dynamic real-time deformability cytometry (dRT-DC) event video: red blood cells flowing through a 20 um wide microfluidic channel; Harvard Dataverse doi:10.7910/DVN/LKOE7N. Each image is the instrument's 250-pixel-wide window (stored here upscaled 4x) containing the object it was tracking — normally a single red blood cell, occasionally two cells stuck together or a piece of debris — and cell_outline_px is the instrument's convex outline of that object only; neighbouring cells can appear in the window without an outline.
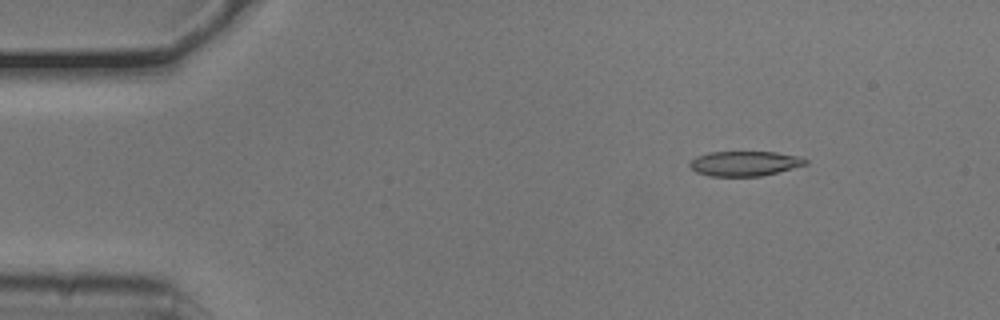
{"species": "common noctule bat (a hibernating species)", "species_latin": "Nyctalus noctula", "temperature_condition": "cold", "stored_images_in_passage": 49, "camera_frame_rate_fps": 3000, "um_per_image_px": 0.085, "animal": {"sex": "male", "body_mass_g": 20.5, "forearm_length_mm": 52.5}, "frame": {"image": 1, "passage_image": 3, "time_ms": 0.667, "image_size_px": [1000, 320], "cell_outline_px": [[808, 164], [760, 176], [708, 176], [696, 172], [688, 164], [696, 156], [708, 152], [776, 152], [800, 156], [808, 160]], "centroid_in_image_um": [63.29, 13.89], "position_along_channel_um": 21.7, "area_um2": 16.76}}
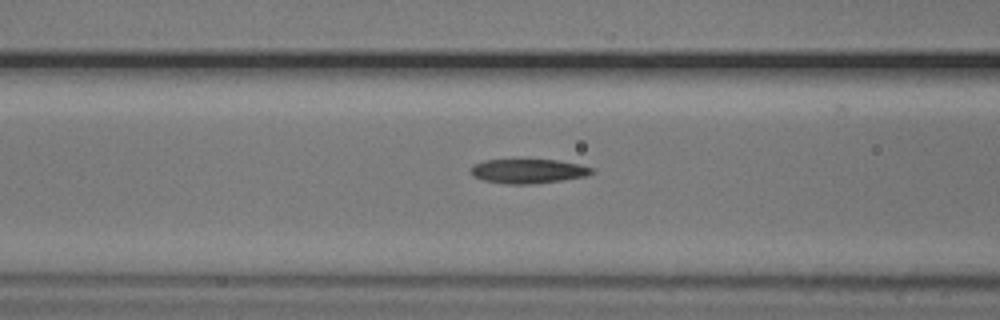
{"frame": {"image": 2, "passage_image": 17, "time_ms": 5.333, "image_size_px": [1000, 320], "cell_outline_px": [[596, 172], [584, 176], [560, 180], [532, 184], [508, 184], [484, 180], [472, 176], [468, 172], [476, 164], [484, 160], [556, 160], [580, 164], [596, 168]], "centroid_in_image_um": [44.92, 14.54], "position_along_channel_um": 121.7, "area_um2": 17.11}}
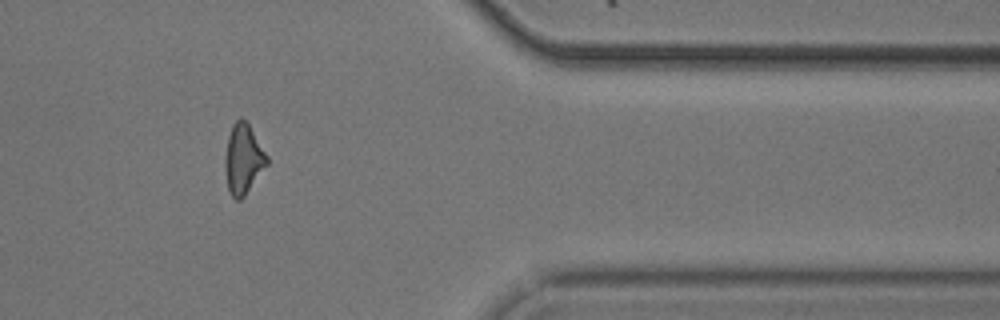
{"frame": {"image": 3, "passage_image": 40, "time_ms": 13.0, "image_size_px": [1000, 320], "cell_outline_px": [[268, 164], [244, 196], [240, 200], [236, 200], [228, 192], [224, 168], [224, 160], [228, 136], [232, 124], [240, 116], [248, 124], [268, 156]], "centroid_in_image_um": [20.65, 13.53], "position_along_channel_um": 390.7, "area_um2": 17.11}, "authors_computed_cell_mechanics": {"area_um2": 17.2822, "velocity_mm_per_s": 3.7807, "shape_relaxation_time_tau1_ms": 5.933, "shape_relaxation_time_tau2_ms": 5.0431, "deformation_change_tau1": 0.1699, "deformation_change_tau2": 0.141}}